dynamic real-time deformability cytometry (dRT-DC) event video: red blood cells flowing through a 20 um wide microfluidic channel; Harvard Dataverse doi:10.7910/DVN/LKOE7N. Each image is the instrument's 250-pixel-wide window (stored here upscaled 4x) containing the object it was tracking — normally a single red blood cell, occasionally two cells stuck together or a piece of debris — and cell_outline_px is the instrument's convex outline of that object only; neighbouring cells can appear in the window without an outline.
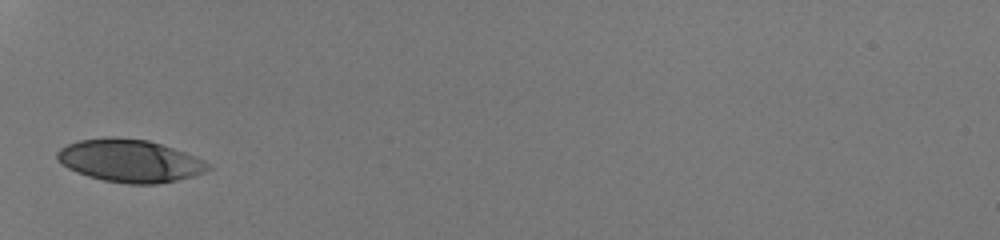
{"species": "human", "species_latin": "Homo sapiens", "temperature_condition": "room temperature", "stored_images_in_passage": 21, "camera_frame_rate_fps": 3000, "um_per_image_px": 0.085, "donor": {"sex": "male"}, "frame": {"image": 1, "passage_image": 1, "time_ms": 0.0, "image_size_px": [1000, 240], "cell_outline_px": [[212, 168], [204, 172], [192, 176], [176, 180], [156, 184], [128, 184], [104, 180], [88, 176], [76, 172], [68, 168], [56, 160], [56, 152], [60, 148], [68, 144], [80, 140], [112, 136], [116, 136], [148, 140], [184, 152], [204, 160], [212, 164]], "centroid_in_image_um": [11.02, 13.66], "position_along_channel_um": 74.0, "area_um2": 37.57}}
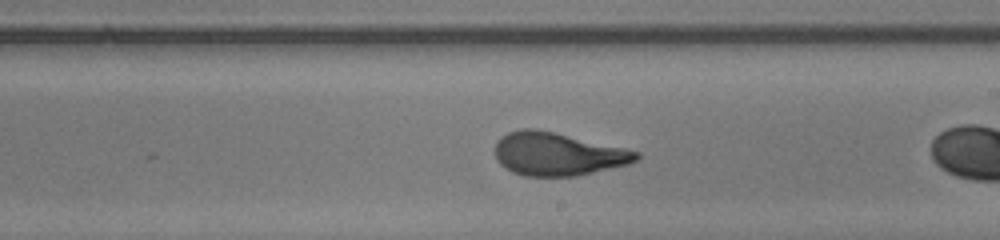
{"frame": {"image": 2, "passage_image": 11, "time_ms": 3.333, "image_size_px": [1000, 240], "cell_outline_px": [[640, 156], [636, 160], [628, 164], [576, 176], [524, 176], [512, 172], [504, 168], [496, 160], [496, 140], [508, 132], [520, 128], [536, 128], [556, 132], [640, 152]], "centroid_in_image_um": [47.36, 13.08], "position_along_channel_um": 241.6, "area_um2": 35.49}}
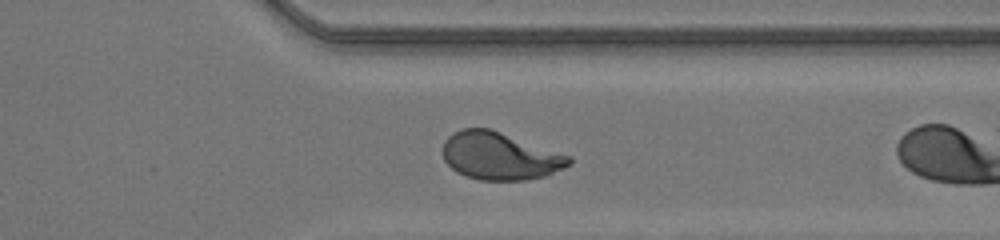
{"frame": {"image": 3, "passage_image": 20, "time_ms": 6.333, "image_size_px": [1000, 240], "cell_outline_px": [[572, 164], [564, 168], [544, 176], [524, 180], [480, 180], [456, 172], [444, 160], [444, 140], [452, 132], [460, 128], [488, 128], [572, 156]], "centroid_in_image_um": [42.49, 13.26], "position_along_channel_um": 368.9, "area_um2": 34.85}}